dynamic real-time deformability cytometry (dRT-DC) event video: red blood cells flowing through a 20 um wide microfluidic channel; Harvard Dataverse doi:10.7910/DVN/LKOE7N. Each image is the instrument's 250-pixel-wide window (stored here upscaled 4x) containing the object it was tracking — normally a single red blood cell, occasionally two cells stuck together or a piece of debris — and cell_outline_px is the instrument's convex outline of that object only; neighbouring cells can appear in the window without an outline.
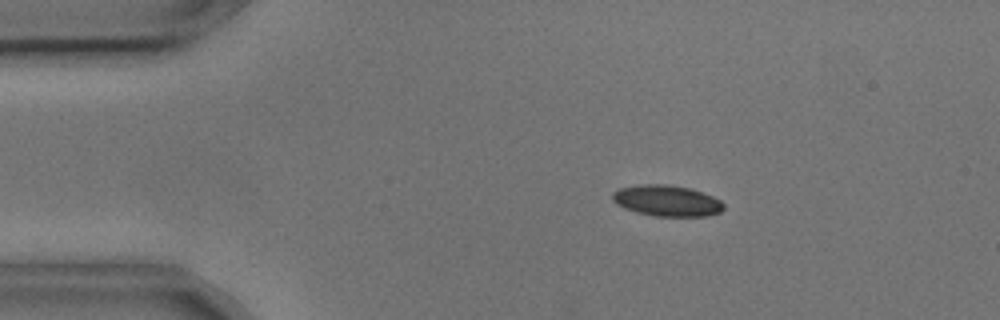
{"species": "common noctule bat (a hibernating species)", "species_latin": "Nyctalus noctula", "temperature_condition": "cold", "stored_images_in_passage": 4, "camera_frame_rate_fps": 3000, "um_per_image_px": 0.085, "animal": {"sex": "male", "body_mass_g": 17.9, "forearm_length_mm": 54.2}, "frame": {"image": 1, "passage_image": 2, "time_ms": 0.333, "image_size_px": [1000, 320], "cell_outline_px": [[724, 208], [720, 212], [708, 216], [652, 216], [636, 212], [624, 208], [616, 204], [612, 200], [612, 192], [620, 188], [640, 184], [664, 184], [688, 188], [712, 196], [720, 200], [724, 204]], "centroid_in_image_um": [56.65, 17.07], "position_along_channel_um": 28.3, "area_um2": 20.11}}